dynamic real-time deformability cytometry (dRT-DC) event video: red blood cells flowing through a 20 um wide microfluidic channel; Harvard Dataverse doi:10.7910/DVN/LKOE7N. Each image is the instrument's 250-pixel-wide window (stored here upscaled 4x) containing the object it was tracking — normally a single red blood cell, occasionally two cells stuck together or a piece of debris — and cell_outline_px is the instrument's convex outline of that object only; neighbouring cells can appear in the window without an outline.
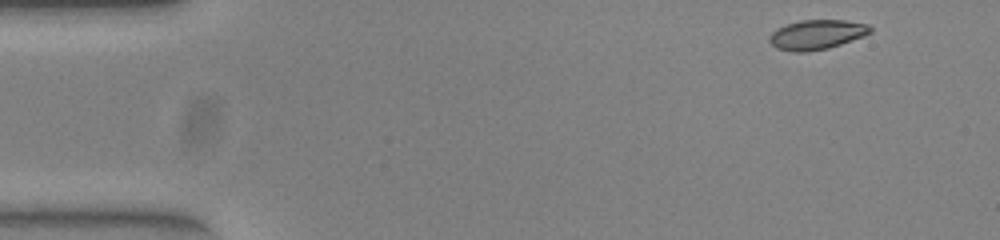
{"species": "common noctule bat (a hibernating species)", "species_latin": "Nyctalus noctula", "temperature_condition": "warm", "stored_images_in_passage": 48, "camera_frame_rate_fps": 3000, "um_per_image_px": 0.085, "animal": {"sex": "female", "body_mass_g": 23.0, "forearm_length_mm": 53.4}, "frame": {"image": 1, "passage_image": 1, "time_ms": 0.0, "image_size_px": [1000, 240], "cell_outline_px": [[872, 32], [864, 36], [828, 48], [808, 52], [792, 52], [776, 48], [768, 40], [768, 36], [776, 28], [784, 24], [800, 20], [844, 20], [868, 24], [872, 28]], "centroid_in_image_um": [69.39, 2.94], "position_along_channel_um": 15.6, "area_um2": 17.63}}
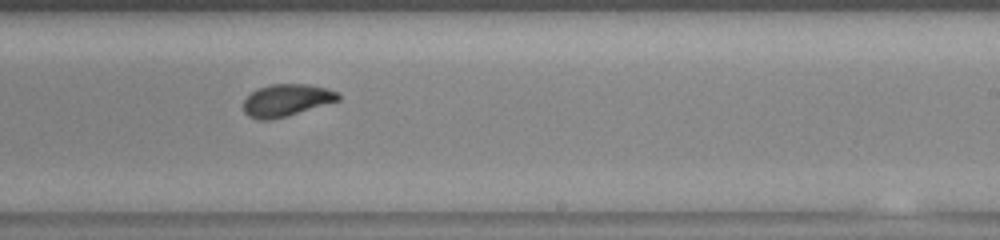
{"frame": {"image": 2, "passage_image": 28, "time_ms": 9.0, "image_size_px": [1000, 240], "cell_outline_px": [[340, 100], [288, 116], [272, 120], [260, 120], [248, 116], [244, 112], [244, 100], [256, 88], [272, 84], [308, 84], [328, 88], [336, 92], [340, 96]], "centroid_in_image_um": [24.35, 8.52], "position_along_channel_um": 264.7, "area_um2": 17.86}}
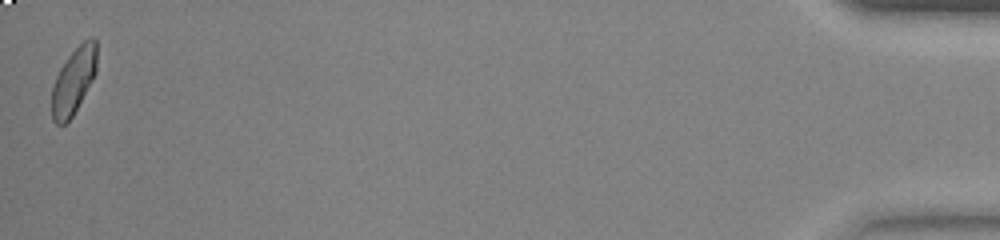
{"frame": {"image": 3, "passage_image": 48, "time_ms": 15.667, "image_size_px": [1000, 240], "cell_outline_px": [[96, 72], [92, 80], [72, 116], [64, 124], [56, 124], [52, 120], [52, 88], [56, 76], [60, 68], [68, 56], [88, 36], [92, 36], [96, 40]], "centroid_in_image_um": [6.25, 6.84], "position_along_channel_um": 428.9, "area_um2": 17.17}, "authors_computed_cell_mechanics": {"area_um2": 17.8602, "velocity_mm_per_s": 3.952, "shape_relaxation_time_tau1_ms": 5.014, "shape_relaxation_time_tau2_ms": 0.696, "deformation_change_tau1": 0.148, "deformation_change_tau2": 0.0369}}